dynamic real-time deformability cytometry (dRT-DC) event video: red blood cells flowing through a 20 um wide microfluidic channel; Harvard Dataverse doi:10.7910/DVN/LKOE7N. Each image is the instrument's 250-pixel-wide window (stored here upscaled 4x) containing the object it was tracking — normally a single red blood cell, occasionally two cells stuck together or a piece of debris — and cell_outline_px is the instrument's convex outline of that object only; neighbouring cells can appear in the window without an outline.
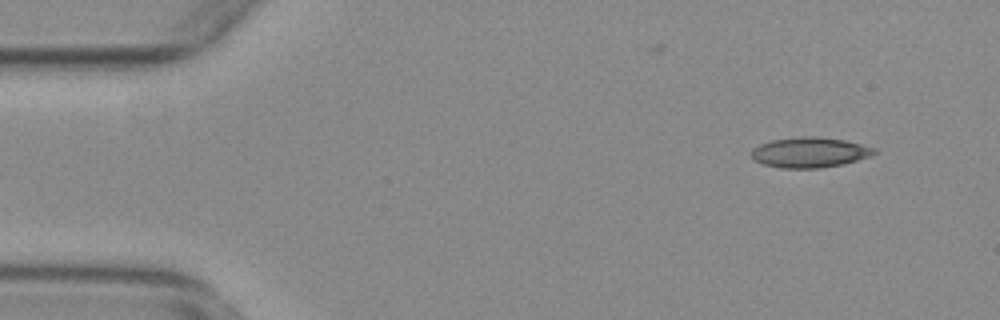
{"species": "common noctule bat (a hibernating species)", "species_latin": "Nyctalus noctula", "temperature_condition": "warm", "stored_images_in_passage": 51, "camera_frame_rate_fps": 3000, "um_per_image_px": 0.085, "animal": {"sex": "female", "body_mass_g": 29.2, "forearm_length_mm": 56.3}, "frame": {"image": 1, "passage_image": 1, "time_ms": 0.0, "image_size_px": [1000, 320], "cell_outline_px": [[876, 152], [868, 156], [856, 160], [840, 164], [820, 168], [780, 168], [764, 164], [756, 160], [752, 156], [752, 148], [760, 144], [772, 140], [800, 136], [816, 136], [844, 140], [860, 144], [872, 148]], "centroid_in_image_um": [68.77, 12.94], "position_along_channel_um": 16.2, "area_um2": 21.27}}
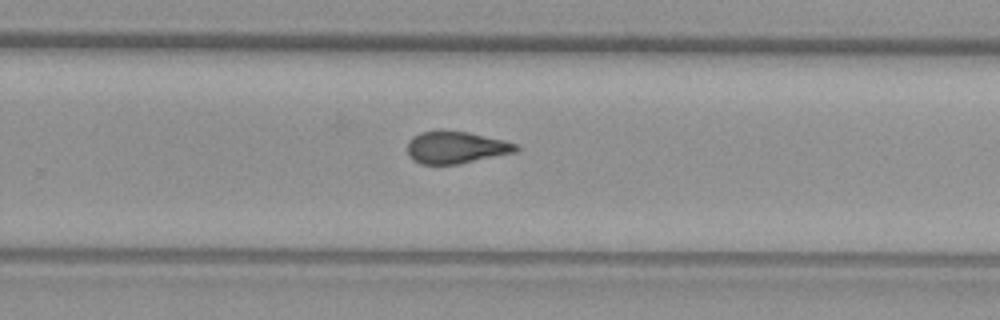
{"frame": {"image": 2, "passage_image": 31, "time_ms": 10.0, "image_size_px": [1000, 320], "cell_outline_px": [[520, 148], [516, 152], [460, 164], [420, 164], [412, 160], [408, 156], [408, 140], [412, 136], [420, 132], [468, 132], [516, 144]], "centroid_in_image_um": [38.72, 12.56], "position_along_channel_um": 291.1, "area_um2": 20.0}}
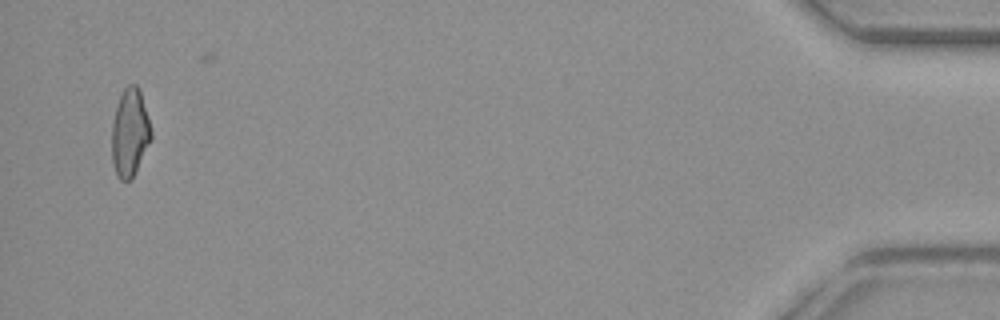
{"frame": {"image": 3, "passage_image": 49, "time_ms": 16.0, "image_size_px": [1000, 320], "cell_outline_px": [[152, 140], [132, 176], [128, 180], [120, 180], [116, 176], [112, 160], [112, 124], [116, 108], [120, 96], [124, 88], [128, 84], [136, 84], [140, 88], [152, 132]], "centroid_in_image_um": [11.04, 11.25], "position_along_channel_um": 424.2, "area_um2": 20.06}, "authors_computed_cell_mechanics": {"area_um2": 20.8658, "velocity_mm_per_s": 3.7678, "shape_relaxation_time_tau1_ms": null, "shape_relaxation_time_tau2_ms": 2.2936, "deformation_change_tau1": null, "deformation_change_tau2": 0.0976}}